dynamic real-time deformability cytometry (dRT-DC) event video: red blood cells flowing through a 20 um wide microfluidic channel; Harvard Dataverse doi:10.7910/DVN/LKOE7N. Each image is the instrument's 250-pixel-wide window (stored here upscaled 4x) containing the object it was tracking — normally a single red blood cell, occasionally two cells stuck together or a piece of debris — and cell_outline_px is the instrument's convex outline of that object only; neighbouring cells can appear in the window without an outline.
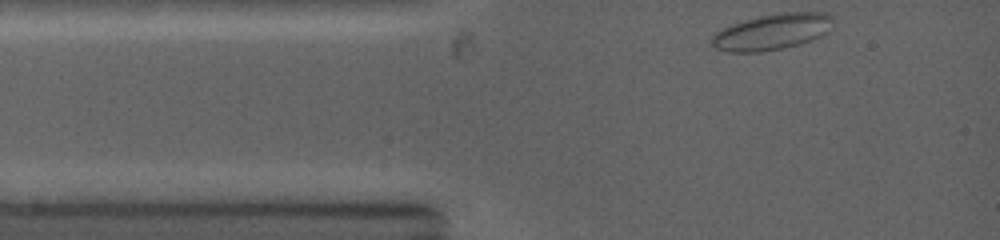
{"species": "common noctule bat (a hibernating species)", "species_latin": "Nyctalus noctula", "temperature_condition": "warm", "stored_images_in_passage": 34, "camera_frame_rate_fps": 5000, "um_per_image_px": 0.085, "animal": {"sex": "female", "body_mass_g": 19.0, "forearm_length_mm": 53.3}, "frame": {"image": 1, "passage_image": 1, "time_ms": 0.0, "image_size_px": [1000, 240], "cell_outline_px": [[832, 28], [828, 32], [812, 40], [800, 44], [760, 52], [728, 52], [716, 48], [712, 44], [712, 36], [716, 32], [732, 24], [744, 20], [760, 16], [780, 12], [828, 12], [832, 16]], "centroid_in_image_um": [65.67, 2.69], "position_along_channel_um": 19.3, "area_um2": 25.43}}
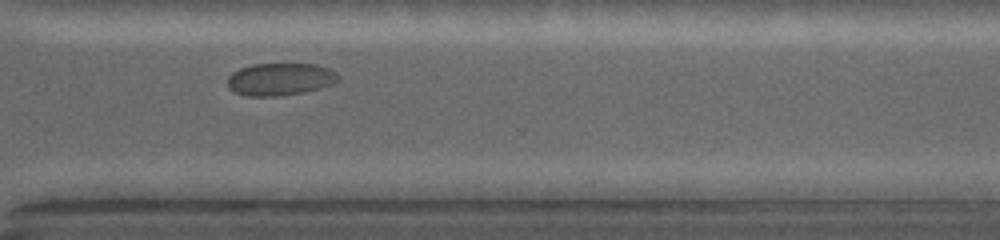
{"frame": {"image": 2, "passage_image": 28, "time_ms": 8.6, "image_size_px": [1000, 240], "cell_outline_px": [[340, 80], [332, 84], [320, 88], [304, 92], [280, 96], [248, 96], [236, 92], [228, 88], [228, 76], [232, 72], [240, 68], [252, 64], [316, 64], [328, 68], [336, 72], [340, 76]], "centroid_in_image_um": [23.83, 6.73], "position_along_channel_um": 346.8, "area_um2": 21.04}}
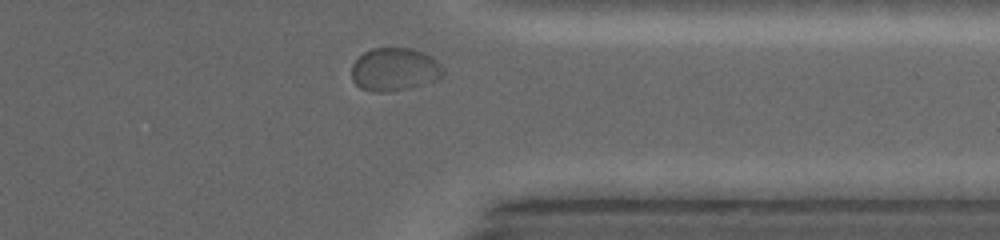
{"frame": {"image": 3, "passage_image": 31, "time_ms": 9.4, "image_size_px": [1000, 240], "cell_outline_px": [[444, 76], [436, 80], [424, 84], [408, 88], [384, 92], [372, 92], [360, 88], [352, 80], [352, 64], [364, 52], [372, 48], [412, 48], [424, 52], [432, 56], [444, 68]], "centroid_in_image_um": [33.55, 5.9], "position_along_channel_um": 377.8, "area_um2": 23.18}}